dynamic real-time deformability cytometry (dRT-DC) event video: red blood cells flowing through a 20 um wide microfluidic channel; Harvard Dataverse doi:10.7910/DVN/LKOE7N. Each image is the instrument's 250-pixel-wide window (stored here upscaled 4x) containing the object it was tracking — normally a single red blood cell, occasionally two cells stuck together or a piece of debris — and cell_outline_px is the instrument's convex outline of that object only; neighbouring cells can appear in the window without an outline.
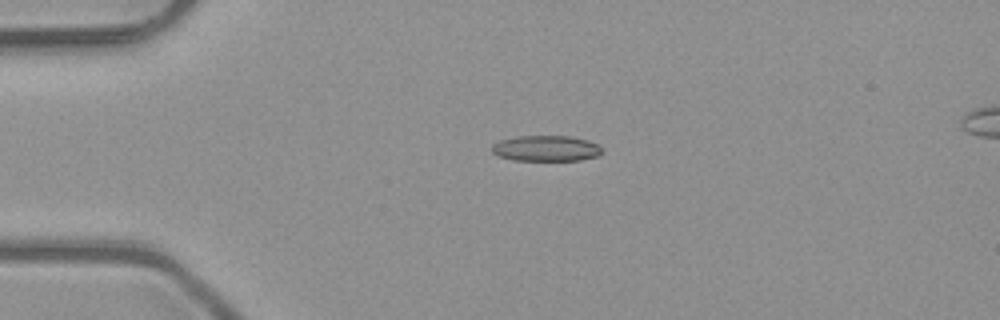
{"species": "common noctule bat (a hibernating species)", "species_latin": "Nyctalus noctula", "temperature_condition": "room temperature", "stored_images_in_passage": 4, "camera_frame_rate_fps": 3000, "um_per_image_px": 0.085, "animal": {"sex": "male", "body_mass_g": 23.1, "forearm_length_mm": 52.7}, "frame": {"image": 1, "passage_image": 2, "time_ms": 0.333, "image_size_px": [1000, 320], "cell_outline_px": [[604, 152], [600, 156], [580, 160], [512, 160], [500, 156], [492, 152], [492, 144], [500, 140], [516, 136], [572, 136], [588, 140], [600, 144]], "centroid_in_image_um": [46.48, 12.61], "position_along_channel_um": 38.5, "area_um2": 16.76}}
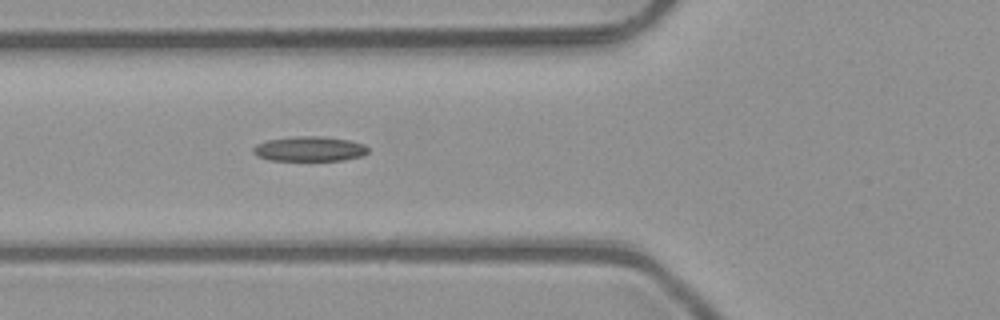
{"frame": {"image": 2, "passage_image": 4, "time_ms": 1.0, "image_size_px": [1000, 320], "cell_outline_px": [[368, 152], [364, 156], [344, 160], [268, 160], [256, 156], [252, 152], [252, 148], [256, 144], [268, 140], [296, 136], [320, 136], [348, 140], [364, 144], [368, 148]], "centroid_in_image_um": [26.3, 12.66], "position_along_channel_um": 99.5, "area_um2": 16.7}}